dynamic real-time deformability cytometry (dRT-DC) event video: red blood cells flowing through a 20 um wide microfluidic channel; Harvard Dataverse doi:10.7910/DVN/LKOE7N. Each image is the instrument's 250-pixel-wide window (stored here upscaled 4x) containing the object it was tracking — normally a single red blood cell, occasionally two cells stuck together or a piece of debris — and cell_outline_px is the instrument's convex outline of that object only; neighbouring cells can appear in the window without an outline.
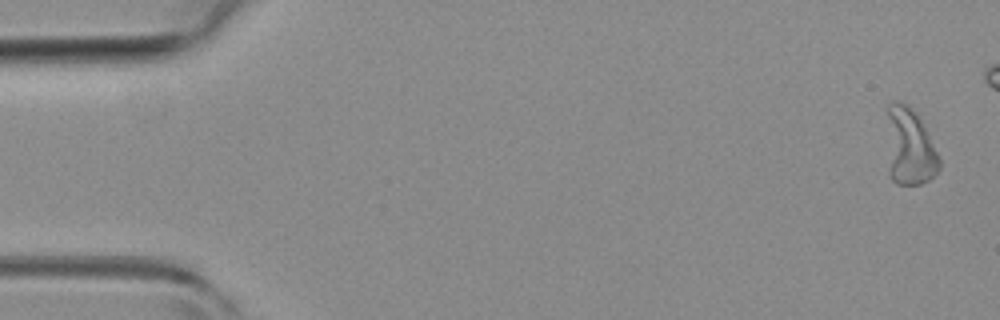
{"species": "common noctule bat (a hibernating species)", "species_latin": "Nyctalus noctula", "temperature_condition": "room temperature", "stored_images_in_passage": 52, "camera_frame_rate_fps": 3000, "um_per_image_px": 0.085, "animal": {"sex": "female", "body_mass_g": 19.3, "forearm_length_mm": 54.1}, "frame": {"image": 1, "passage_image": 1, "time_ms": 0.0, "image_size_px": [1000, 320], "cell_outline_px": [[940, 168], [928, 180], [920, 184], [896, 184], [888, 176], [888, 104], [892, 100], [900, 100], [908, 104], [912, 108], [920, 120], [940, 160]], "centroid_in_image_um": [77.27, 12.48], "position_along_channel_um": 7.7, "area_um2": 23.41}}
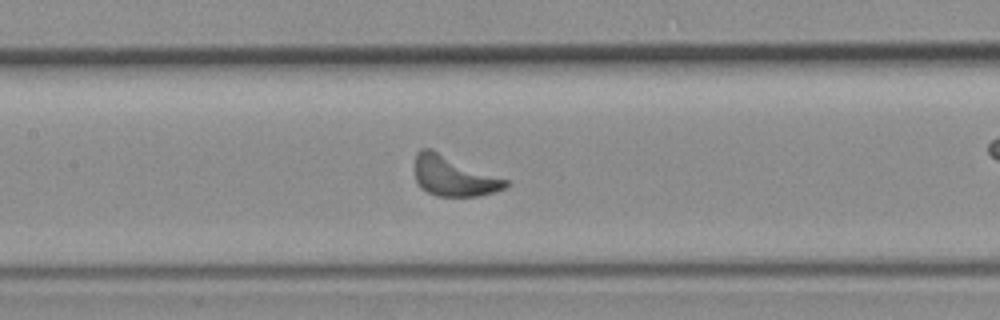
{"frame": {"image": 2, "passage_image": 23, "time_ms": 7.333, "image_size_px": [1000, 320], "cell_outline_px": [[512, 184], [508, 188], [480, 196], [436, 196], [420, 188], [416, 180], [416, 152], [420, 148], [432, 148], [508, 180]], "centroid_in_image_um": [38.6, 14.96], "position_along_channel_um": 168.8, "area_um2": 21.56}}
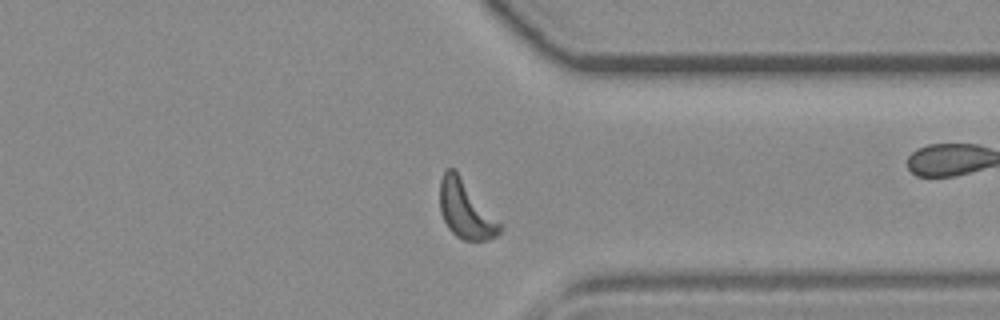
{"frame": {"image": 3, "passage_image": 39, "time_ms": 12.667, "image_size_px": [1000, 320], "cell_outline_px": [[504, 228], [496, 236], [488, 240], [464, 240], [456, 236], [448, 228], [440, 212], [440, 180], [444, 172], [448, 168], [452, 168], [456, 172], [504, 224]], "centroid_in_image_um": [39.63, 17.86], "position_along_channel_um": 371.8, "area_um2": 20.23}}